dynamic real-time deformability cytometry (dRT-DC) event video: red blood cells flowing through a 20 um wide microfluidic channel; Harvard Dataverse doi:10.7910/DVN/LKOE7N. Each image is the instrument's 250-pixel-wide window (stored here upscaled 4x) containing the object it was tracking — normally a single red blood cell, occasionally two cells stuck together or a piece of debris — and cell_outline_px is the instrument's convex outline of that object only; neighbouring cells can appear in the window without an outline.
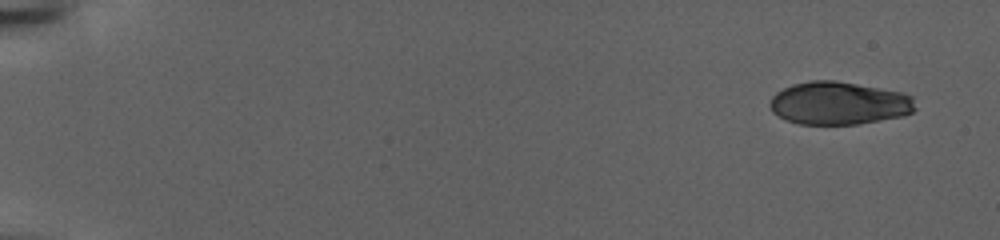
{"species": "human", "species_latin": "Homo sapiens", "temperature_condition": "warm", "stored_images_in_passage": 143, "camera_frame_rate_fps": 3000, "um_per_image_px": 0.085, "donor": {"sex": "female"}, "frame": {"image": 1, "passage_image": 1, "time_ms": 0.0, "image_size_px": [1000, 240], "cell_outline_px": [[916, 108], [912, 112], [904, 116], [856, 124], [800, 124], [788, 120], [772, 112], [768, 104], [772, 96], [776, 92], [792, 84], [808, 80], [836, 80], [900, 92], [912, 96]], "centroid_in_image_um": [71.29, 8.76], "position_along_channel_um": 13.7, "area_um2": 36.36}}
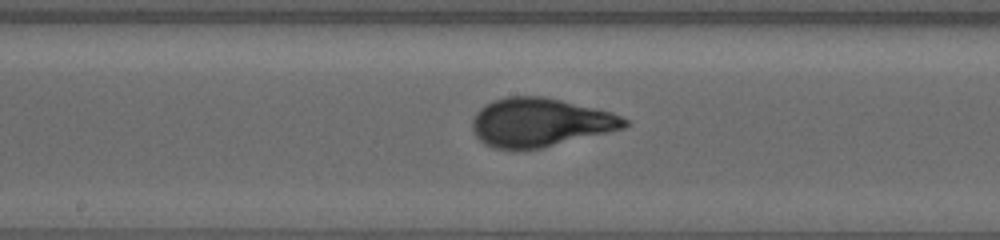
{"frame": {"image": 2, "passage_image": 77, "time_ms": 25.333, "image_size_px": [1000, 240], "cell_outline_px": [[628, 124], [624, 128], [608, 132], [540, 148], [516, 152], [512, 152], [492, 148], [484, 144], [472, 132], [472, 120], [476, 112], [484, 104], [492, 100], [508, 96], [544, 96], [612, 112], [628, 120]], "centroid_in_image_um": [45.83, 10.43], "position_along_channel_um": 202.4, "area_um2": 43.64}}
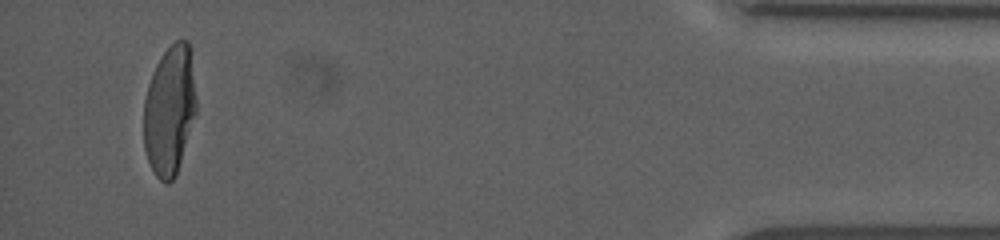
{"frame": {"image": 3, "passage_image": 136, "time_ms": 45.0, "image_size_px": [1000, 240], "cell_outline_px": [[196, 112], [176, 176], [168, 184], [164, 184], [156, 176], [148, 160], [144, 148], [144, 100], [148, 84], [152, 72], [156, 64], [164, 52], [176, 40], [188, 40], [196, 96]], "centroid_in_image_um": [14.4, 9.4], "position_along_channel_um": 420.8, "area_um2": 39.48}}